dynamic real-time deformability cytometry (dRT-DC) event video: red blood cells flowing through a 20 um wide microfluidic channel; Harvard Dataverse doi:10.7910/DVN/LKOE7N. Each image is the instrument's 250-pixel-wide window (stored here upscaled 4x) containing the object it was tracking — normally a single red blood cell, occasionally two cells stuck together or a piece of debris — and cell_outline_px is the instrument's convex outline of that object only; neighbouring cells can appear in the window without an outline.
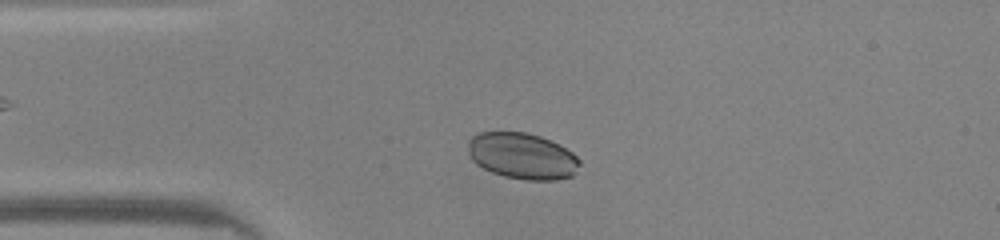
{"species": "common noctule bat (a hibernating species)", "species_latin": "Nyctalus noctula", "temperature_condition": "warm", "stored_images_in_passage": 43, "camera_frame_rate_fps": 3000, "um_per_image_px": 0.085, "animal": {"sex": "male", "body_mass_g": 20.0, "forearm_length_mm": 53.3}, "frame": {"image": 1, "passage_image": 6, "time_ms": 1.667, "image_size_px": [1000, 240], "cell_outline_px": [[580, 164], [572, 176], [556, 180], [528, 180], [504, 176], [492, 172], [476, 164], [472, 160], [468, 152], [468, 140], [476, 132], [524, 132], [540, 136], [572, 152], [580, 160]], "centroid_in_image_um": [44.36, 13.26], "position_along_channel_um": 40.6, "area_um2": 29.94}}
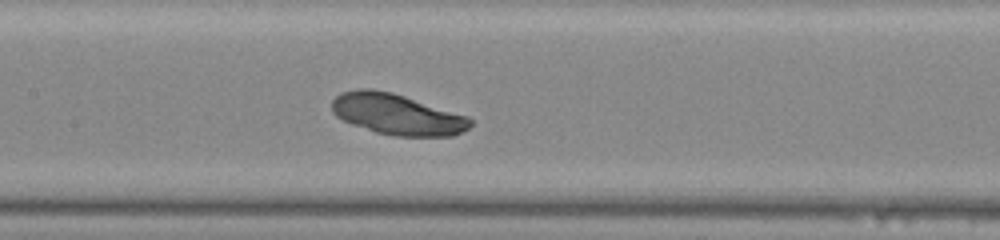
{"frame": {"image": 2, "passage_image": 17, "time_ms": 5.333, "image_size_px": [1000, 240], "cell_outline_px": [[472, 124], [468, 128], [452, 136], [396, 136], [376, 132], [352, 124], [336, 116], [332, 112], [332, 100], [340, 92], [360, 88], [372, 88], [392, 92], [468, 116], [472, 120]], "centroid_in_image_um": [33.73, 9.7], "position_along_channel_um": 173.7, "area_um2": 32.95}}
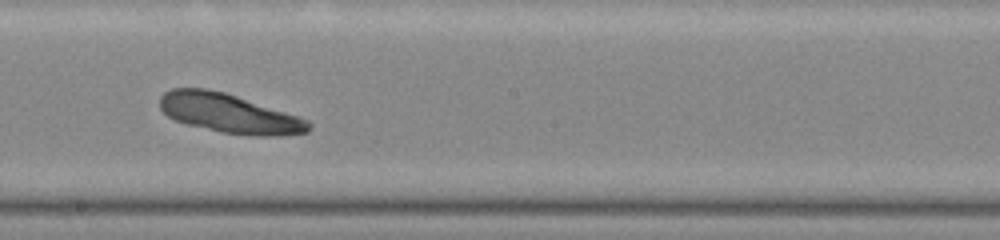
{"frame": {"image": 3, "passage_image": 21, "time_ms": 6.667, "image_size_px": [1000, 240], "cell_outline_px": [[312, 128], [308, 132], [280, 136], [252, 136], [220, 132], [188, 124], [176, 120], [168, 116], [160, 108], [160, 96], [164, 92], [172, 88], [204, 88], [224, 92], [308, 120], [312, 124]], "centroid_in_image_um": [19.47, 9.65], "position_along_channel_um": 228.7, "area_um2": 33.7}}